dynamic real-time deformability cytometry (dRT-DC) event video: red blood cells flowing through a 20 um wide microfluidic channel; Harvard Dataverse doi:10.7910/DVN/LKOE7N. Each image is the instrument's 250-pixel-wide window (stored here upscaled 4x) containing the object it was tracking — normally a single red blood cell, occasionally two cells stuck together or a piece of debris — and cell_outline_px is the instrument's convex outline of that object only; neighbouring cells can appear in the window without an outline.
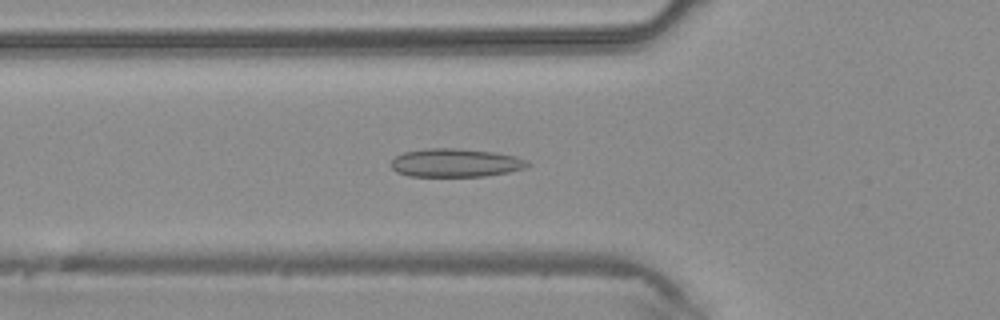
{"species": "common noctule bat (a hibernating species)", "species_latin": "Nyctalus noctula", "temperature_condition": "warm", "stored_images_in_passage": 36, "camera_frame_rate_fps": 3000, "um_per_image_px": 0.085, "animal": {"sex": "male", "body_mass_g": 20.4}, "frame": {"image": 1, "passage_image": 14, "time_ms": 4.333, "image_size_px": [1000, 320], "cell_outline_px": [[532, 164], [524, 168], [508, 172], [484, 176], [408, 176], [396, 172], [388, 164], [396, 156], [404, 152], [428, 148], [456, 148], [496, 152], [516, 156], [528, 160]], "centroid_in_image_um": [38.72, 13.83], "position_along_channel_um": 87.1, "area_um2": 22.77}}
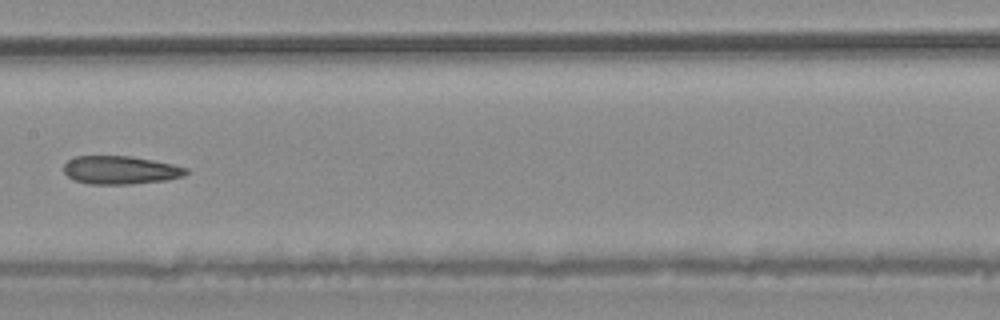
{"frame": {"image": 2, "passage_image": 21, "time_ms": 6.667, "image_size_px": [1000, 320], "cell_outline_px": [[192, 172], [184, 176], [164, 180], [132, 184], [88, 184], [76, 180], [68, 176], [64, 172], [64, 164], [72, 156], [132, 156], [172, 164], [188, 168]], "centroid_in_image_um": [10.26, 14.45], "position_along_channel_um": 197.1, "area_um2": 20.23}}
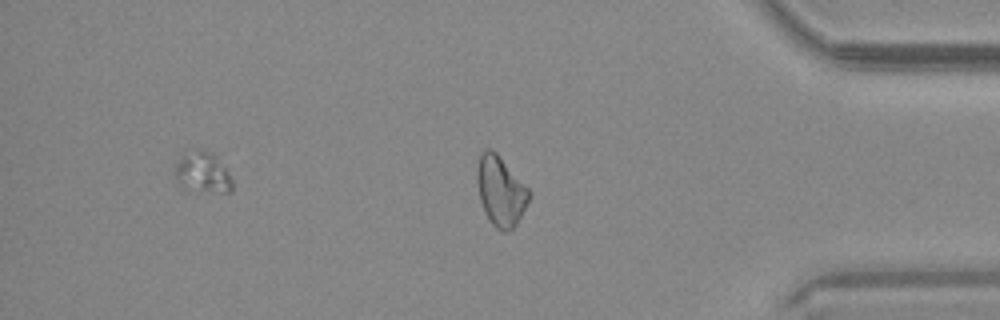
{"frame": {"image": 3, "passage_image": 35, "time_ms": 11.333, "image_size_px": [1000, 320], "cell_outline_px": [[232, 192], [220, 192], [180, 188], [172, 172], [180, 156], [200, 152], [212, 152], [216, 156], [228, 172], [232, 180]], "centroid_in_image_um": [17.2, 14.71], "position_along_channel_um": 418.0, "area_um2": 13.29}}